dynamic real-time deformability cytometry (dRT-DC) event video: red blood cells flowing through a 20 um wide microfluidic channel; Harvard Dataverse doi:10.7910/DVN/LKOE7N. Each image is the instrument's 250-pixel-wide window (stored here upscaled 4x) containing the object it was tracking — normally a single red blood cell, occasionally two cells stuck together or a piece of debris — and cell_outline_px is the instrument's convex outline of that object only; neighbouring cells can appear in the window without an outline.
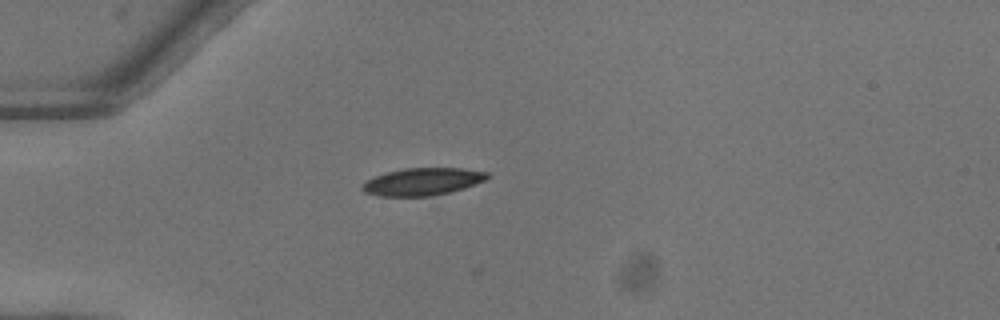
{"species": "common noctule bat (a hibernating species)", "species_latin": "Nyctalus noctula", "temperature_condition": "warm", "stored_images_in_passage": 2, "camera_frame_rate_fps": 3000, "um_per_image_px": 0.085, "animal": {"sex": "female"}, "frame": {"image": 1, "passage_image": 1, "time_ms": 0.0, "image_size_px": [1000, 320], "cell_outline_px": [[492, 176], [488, 180], [464, 188], [432, 196], [380, 196], [364, 192], [360, 188], [360, 184], [376, 176], [388, 172], [404, 168], [460, 168], [488, 172]], "centroid_in_image_um": [35.95, 15.44], "position_along_channel_um": 49.0, "area_um2": 20.06}}